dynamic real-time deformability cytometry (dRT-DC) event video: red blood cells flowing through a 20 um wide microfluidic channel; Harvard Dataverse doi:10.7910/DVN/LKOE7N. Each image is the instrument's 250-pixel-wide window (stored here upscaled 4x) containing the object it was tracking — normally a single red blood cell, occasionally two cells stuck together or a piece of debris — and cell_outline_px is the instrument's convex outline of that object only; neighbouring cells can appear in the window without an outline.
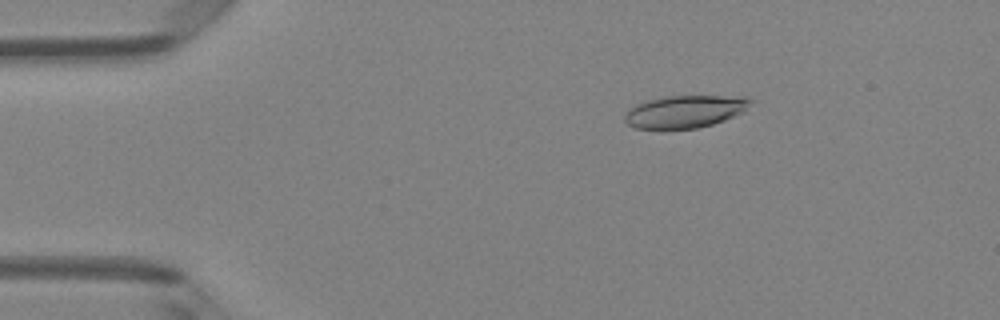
{"species": "Egyptian fruit bat (a non-hibernating species)", "species_latin": "Rousettus aegyptiacus", "temperature_condition": "room temperature", "stored_images_in_passage": 5, "camera_frame_rate_fps": 3000, "um_per_image_px": 0.085, "animal": {"sex": "female"}, "frame": {"image": 1, "passage_image": 2, "time_ms": 2.0, "image_size_px": [1000, 320], "cell_outline_px": [[756, 100], [744, 112], [724, 120], [712, 124], [696, 128], [636, 128], [628, 124], [624, 120], [624, 116], [636, 104], [648, 100], [668, 96], [744, 96]], "centroid_in_image_um": [58.31, 9.46], "position_along_channel_um": 26.7, "area_um2": 23.64}}
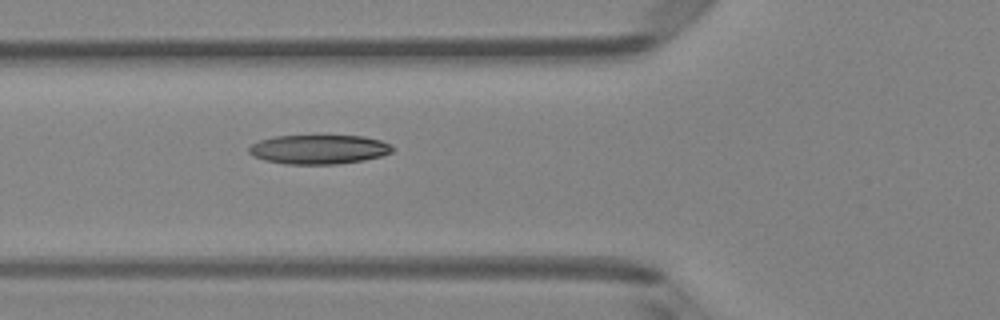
{"frame": {"image": 2, "passage_image": 5, "time_ms": 5.333, "image_size_px": [1000, 320], "cell_outline_px": [[396, 148], [392, 152], [380, 156], [364, 160], [336, 164], [284, 164], [264, 160], [252, 156], [248, 152], [248, 148], [252, 144], [260, 140], [276, 136], [364, 136], [380, 140]], "centroid_in_image_um": [27.09, 12.7], "position_along_channel_um": 98.7, "area_um2": 24.45}}